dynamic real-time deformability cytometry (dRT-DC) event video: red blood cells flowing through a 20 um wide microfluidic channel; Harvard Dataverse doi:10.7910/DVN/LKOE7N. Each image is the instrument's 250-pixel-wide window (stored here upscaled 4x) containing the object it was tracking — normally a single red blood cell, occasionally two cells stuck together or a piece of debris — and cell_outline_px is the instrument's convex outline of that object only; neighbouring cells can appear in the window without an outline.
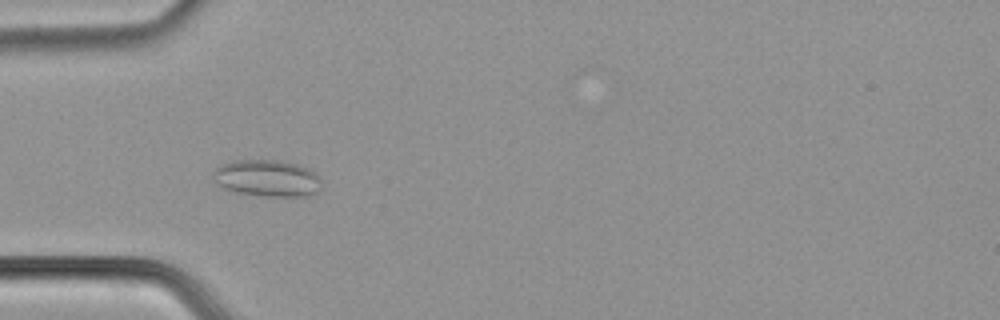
{"species": "common noctule bat (a hibernating species)", "species_latin": "Nyctalus noctula", "temperature_condition": "cold", "stored_images_in_passage": 57, "camera_frame_rate_fps": 3000, "um_per_image_px": 0.085, "animal": {"sex": "male", "body_mass_g": 21.5, "forearm_length_mm": 52.0}, "frame": {"image": 1, "passage_image": 19, "time_ms": 6.0, "image_size_px": [1000, 320], "cell_outline_px": [[320, 188], [316, 192], [308, 196], [264, 196], [236, 192], [224, 188], [216, 184], [212, 180], [212, 172], [220, 164], [232, 160], [280, 160], [296, 164], [308, 168], [316, 172], [320, 176]], "centroid_in_image_um": [22.68, 15.14], "position_along_channel_um": 62.3, "area_um2": 23.52}}
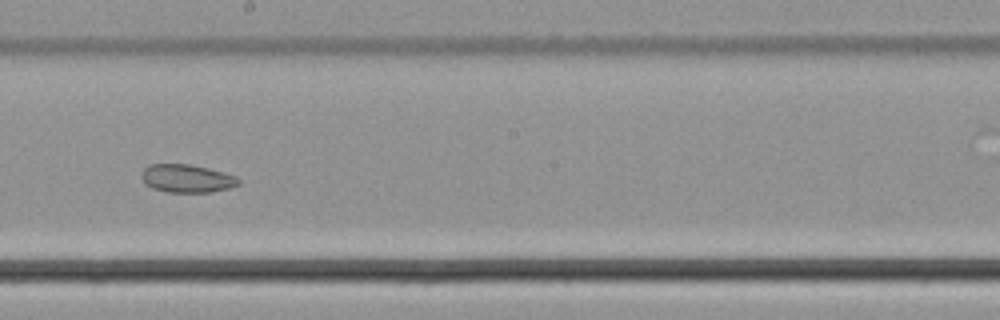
{"frame": {"image": 2, "passage_image": 33, "time_ms": 10.667, "image_size_px": [1000, 320], "cell_outline_px": [[240, 184], [228, 188], [208, 192], [168, 192], [152, 188], [144, 184], [140, 176], [144, 168], [148, 164], [192, 164], [224, 172], [236, 176], [240, 180]], "centroid_in_image_um": [15.85, 15.16], "position_along_channel_um": 232.3, "area_um2": 16.01}}
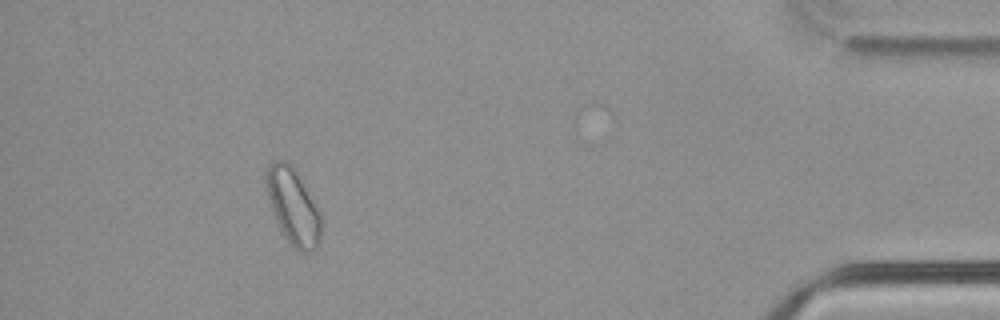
{"frame": {"image": 3, "passage_image": 52, "time_ms": 17.0, "image_size_px": [1000, 320], "cell_outline_px": [[320, 240], [316, 248], [308, 252], [300, 252], [288, 240], [280, 228], [276, 220], [264, 184], [264, 168], [268, 164], [276, 160], [284, 160], [296, 168], [320, 212]], "centroid_in_image_um": [24.89, 17.47], "position_along_channel_um": 410.3, "area_um2": 24.33}}